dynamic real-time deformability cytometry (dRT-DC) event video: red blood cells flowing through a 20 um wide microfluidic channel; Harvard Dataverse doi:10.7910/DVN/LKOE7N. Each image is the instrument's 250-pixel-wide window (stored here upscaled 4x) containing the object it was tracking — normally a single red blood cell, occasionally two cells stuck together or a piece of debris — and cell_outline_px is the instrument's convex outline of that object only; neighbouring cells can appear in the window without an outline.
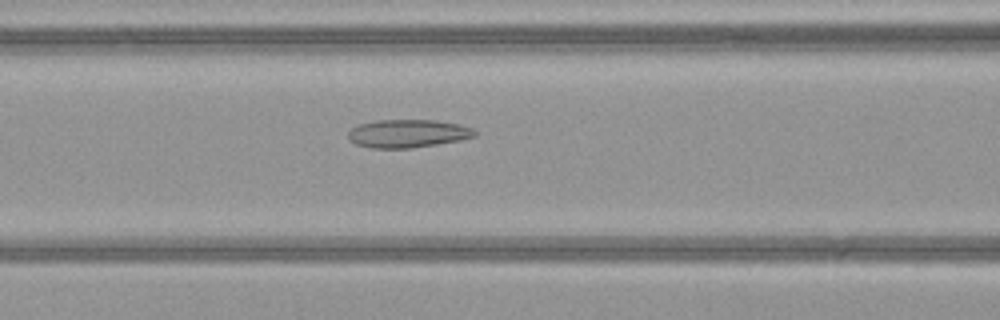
{"species": "common noctule bat (a hibernating species)", "species_latin": "Nyctalus noctula", "temperature_condition": "warm", "stored_images_in_passage": 51, "camera_frame_rate_fps": 3000, "um_per_image_px": 0.085, "animal": {"sex": "female", "body_mass_g": 21.9}, "frame": {"image": 1, "passage_image": 22, "time_ms": 7.0, "image_size_px": [1000, 320], "cell_outline_px": [[476, 136], [460, 140], [412, 148], [372, 148], [356, 144], [348, 140], [348, 132], [356, 124], [376, 120], [436, 120], [460, 124], [472, 128], [476, 132]], "centroid_in_image_um": [34.63, 11.34], "position_along_channel_um": 132.0, "area_um2": 20.87}}
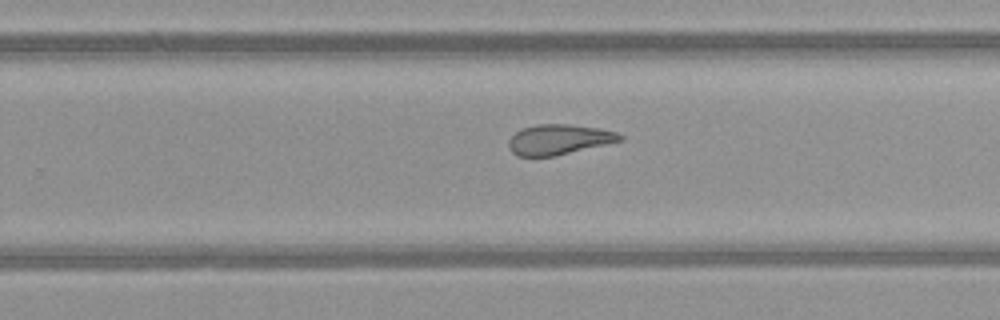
{"frame": {"image": 2, "passage_image": 33, "time_ms": 10.667, "image_size_px": [1000, 320], "cell_outline_px": [[624, 140], [556, 156], [516, 156], [508, 148], [508, 140], [516, 132], [524, 128], [536, 124], [568, 124], [600, 128], [616, 132], [624, 136]], "centroid_in_image_um": [47.52, 11.86], "position_along_channel_um": 282.3, "area_um2": 19.71}}
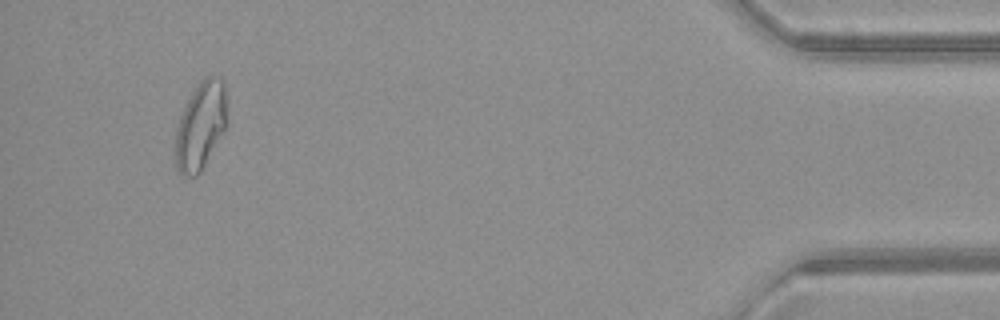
{"frame": {"image": 3, "passage_image": 48, "time_ms": 15.667, "image_size_px": [1000, 320], "cell_outline_px": [[228, 128], [200, 172], [196, 176], [184, 176], [176, 168], [176, 128], [180, 116], [192, 92], [200, 80], [208, 76], [220, 76], [224, 80]], "centroid_in_image_um": [17.1, 10.68], "position_along_channel_um": 418.1, "area_um2": 26.7}, "authors_computed_cell_mechanics": {"area_um2": 23.698, "velocity_mm_per_s": 4.1065, "shape_relaxation_time_tau1_ms": null, "shape_relaxation_time_tau2_ms": 2.1991, "deformation_change_tau1": null, "deformation_change_tau2": 0.1097}}